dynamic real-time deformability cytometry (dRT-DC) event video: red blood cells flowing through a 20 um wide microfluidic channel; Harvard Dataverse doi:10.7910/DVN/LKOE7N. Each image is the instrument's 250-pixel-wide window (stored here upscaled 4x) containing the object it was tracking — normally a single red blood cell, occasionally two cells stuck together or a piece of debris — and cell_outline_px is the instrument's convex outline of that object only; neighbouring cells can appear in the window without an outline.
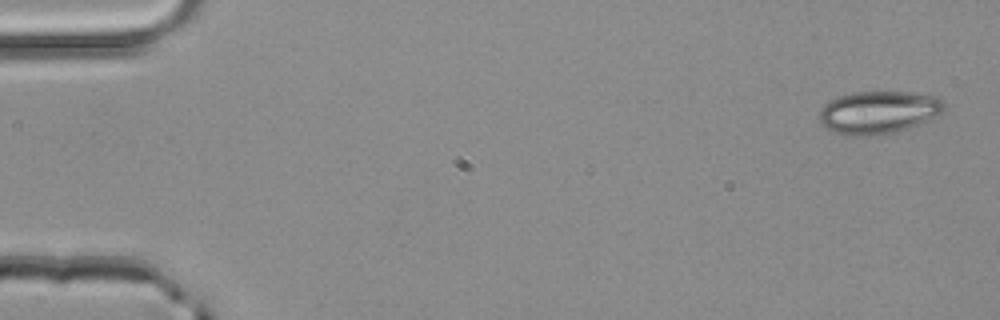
{"species": "common noctule bat (a hibernating species)", "species_latin": "Nyctalus noctula", "temperature_condition": "room temperature", "stored_images_in_passage": 3, "camera_frame_rate_fps": 3000, "um_per_image_px": 0.085, "animal": {"sex": "male", "body_mass_g": 20.4}, "frame": {"image": 1, "passage_image": 1, "time_ms": 0.0, "image_size_px": [1000, 320], "cell_outline_px": [[944, 112], [928, 120], [908, 128], [880, 136], [852, 136], [836, 132], [828, 128], [816, 116], [820, 108], [828, 100], [836, 96], [852, 92], [908, 92], [932, 96], [940, 100], [944, 104]], "centroid_in_image_um": [74.61, 9.55], "position_along_channel_um": 10.4, "area_um2": 31.21}}